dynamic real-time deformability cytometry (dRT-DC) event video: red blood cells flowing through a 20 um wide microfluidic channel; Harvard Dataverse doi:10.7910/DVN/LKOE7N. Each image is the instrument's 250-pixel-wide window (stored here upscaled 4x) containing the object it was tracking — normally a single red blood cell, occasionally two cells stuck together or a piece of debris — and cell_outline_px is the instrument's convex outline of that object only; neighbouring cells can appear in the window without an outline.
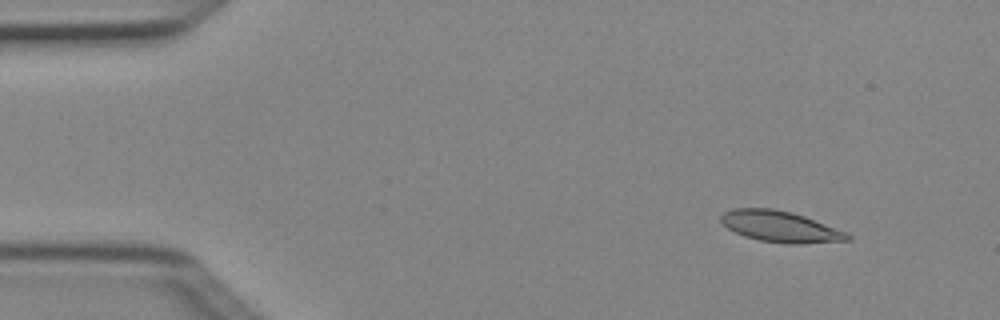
{"species": "Egyptian fruit bat (a non-hibernating species)", "species_latin": "Rousettus aegyptiacus", "temperature_condition": "cold", "stored_images_in_passage": 5, "camera_frame_rate_fps": 3000, "um_per_image_px": 0.085, "animal": {"sex": "female"}, "frame": {"image": 1, "passage_image": 2, "time_ms": 0.333, "image_size_px": [1000, 320], "cell_outline_px": [[852, 240], [800, 244], [784, 244], [760, 240], [744, 236], [728, 228], [720, 220], [720, 216], [724, 212], [736, 208], [772, 208], [792, 212], [804, 216], [848, 232], [852, 236]], "centroid_in_image_um": [66.37, 19.27], "position_along_channel_um": 18.6, "area_um2": 23.0}}
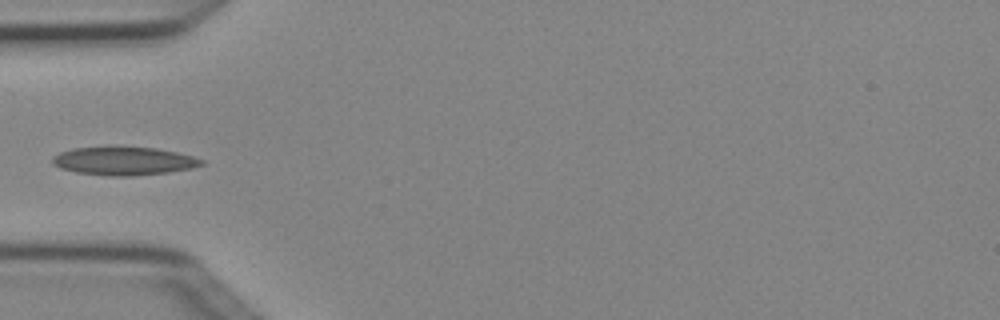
{"frame": {"image": 2, "passage_image": 5, "time_ms": 1.333, "image_size_px": [1000, 320], "cell_outline_px": [[204, 164], [192, 168], [168, 172], [132, 176], [108, 176], [76, 172], [60, 168], [52, 164], [52, 156], [60, 152], [72, 148], [108, 144], [156, 148], [176, 152], [192, 156], [204, 160]], "centroid_in_image_um": [10.47, 13.64], "position_along_channel_um": 74.5, "area_um2": 25.43}}